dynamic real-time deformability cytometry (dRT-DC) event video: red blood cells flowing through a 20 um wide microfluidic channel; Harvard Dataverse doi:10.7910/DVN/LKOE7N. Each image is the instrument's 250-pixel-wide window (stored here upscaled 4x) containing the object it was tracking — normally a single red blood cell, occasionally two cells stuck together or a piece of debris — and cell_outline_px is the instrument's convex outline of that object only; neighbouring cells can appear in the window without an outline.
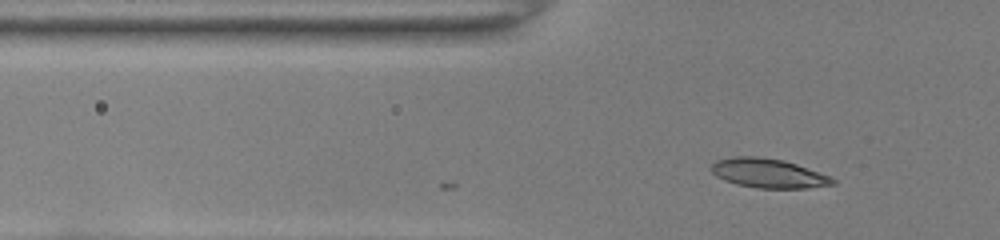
{"species": "common noctule bat (a hibernating species)", "species_latin": "Nyctalus noctula", "temperature_condition": "room temperature", "stored_images_in_passage": 11, "camera_frame_rate_fps": 3000, "um_per_image_px": 0.085, "animal": {"sex": "female", "body_mass_g": 22.0, "forearm_length_mm": 56.7}, "frame": {"image": 1, "passage_image": 11, "time_ms": 3.333, "image_size_px": [1000, 240], "cell_outline_px": [[836, 184], [804, 188], [756, 188], [736, 184], [724, 180], [716, 176], [708, 168], [716, 160], [732, 156], [756, 156], [784, 160], [796, 164], [828, 176], [836, 180]], "centroid_in_image_um": [65.24, 14.72], "position_along_channel_um": 60.6, "area_um2": 20.69}}